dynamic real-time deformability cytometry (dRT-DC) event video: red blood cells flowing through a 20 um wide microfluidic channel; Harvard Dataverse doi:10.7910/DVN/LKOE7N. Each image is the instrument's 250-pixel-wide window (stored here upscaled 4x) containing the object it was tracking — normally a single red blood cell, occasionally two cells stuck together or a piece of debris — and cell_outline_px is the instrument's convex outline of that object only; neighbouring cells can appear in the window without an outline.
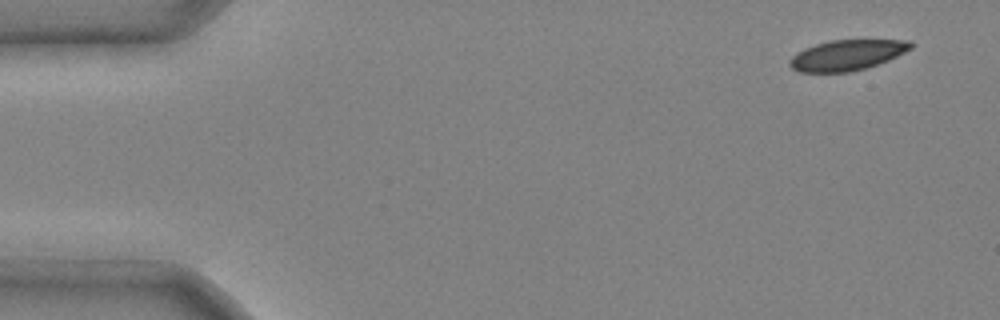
{"species": "common noctule bat (a hibernating species)", "species_latin": "Nyctalus noctula", "temperature_condition": "cold", "stored_images_in_passage": 4, "camera_frame_rate_fps": 3000, "um_per_image_px": 0.085, "animal": {"sex": "male", "body_mass_g": 20.4}, "frame": {"image": 1, "passage_image": 1, "time_ms": 0.0, "image_size_px": [1000, 320], "cell_outline_px": [[912, 48], [888, 60], [864, 68], [848, 72], [800, 72], [792, 68], [788, 64], [788, 60], [792, 56], [804, 48], [816, 44], [832, 40], [912, 40]], "centroid_in_image_um": [71.97, 4.68], "position_along_channel_um": 13.0, "area_um2": 21.33}}
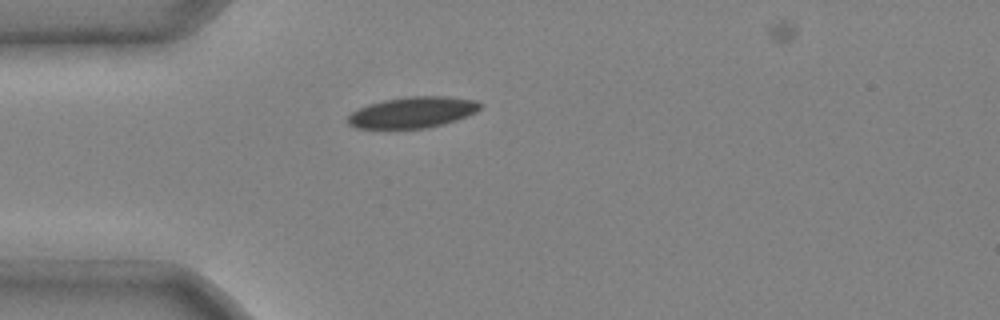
{"frame": {"image": 2, "passage_image": 4, "time_ms": 1.0, "image_size_px": [1000, 320], "cell_outline_px": [[484, 104], [476, 112], [456, 120], [444, 124], [428, 128], [356, 128], [348, 124], [348, 116], [352, 112], [368, 104], [384, 100], [408, 96], [448, 96], [476, 100]], "centroid_in_image_um": [35.11, 9.54], "position_along_channel_um": 49.9, "area_um2": 23.99}}